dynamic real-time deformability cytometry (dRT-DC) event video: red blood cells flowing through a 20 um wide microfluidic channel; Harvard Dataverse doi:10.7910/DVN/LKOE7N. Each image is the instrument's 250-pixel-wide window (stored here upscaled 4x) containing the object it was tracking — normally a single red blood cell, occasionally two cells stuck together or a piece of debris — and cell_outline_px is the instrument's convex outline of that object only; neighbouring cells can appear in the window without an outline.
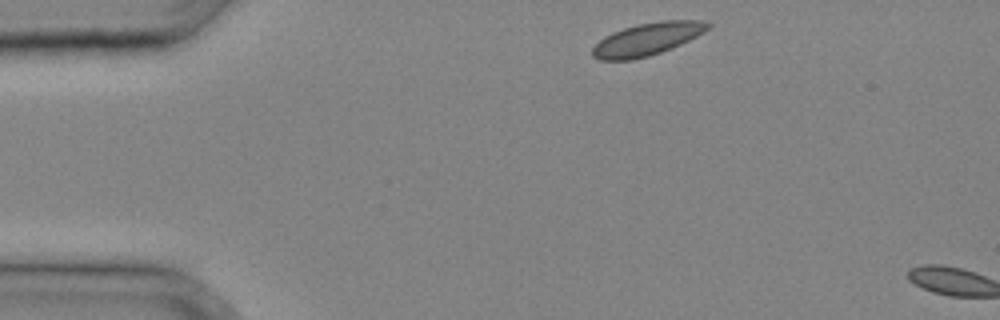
{"species": "common noctule bat (a hibernating species)", "species_latin": "Nyctalus noctula", "temperature_condition": "cold", "stored_images_in_passage": 2, "camera_frame_rate_fps": 3000, "um_per_image_px": 0.085, "animal": {"sex": "male", "body_mass_g": 20.4}, "frame": {"image": 1, "passage_image": 1, "time_ms": 0.0, "image_size_px": [1000, 320], "cell_outline_px": [[712, 24], [704, 32], [672, 48], [648, 56], [632, 60], [600, 60], [592, 56], [592, 48], [604, 36], [612, 32], [636, 24], [660, 20], [700, 20]], "centroid_in_image_um": [54.99, 3.32], "position_along_channel_um": 30.0, "area_um2": 21.85}}